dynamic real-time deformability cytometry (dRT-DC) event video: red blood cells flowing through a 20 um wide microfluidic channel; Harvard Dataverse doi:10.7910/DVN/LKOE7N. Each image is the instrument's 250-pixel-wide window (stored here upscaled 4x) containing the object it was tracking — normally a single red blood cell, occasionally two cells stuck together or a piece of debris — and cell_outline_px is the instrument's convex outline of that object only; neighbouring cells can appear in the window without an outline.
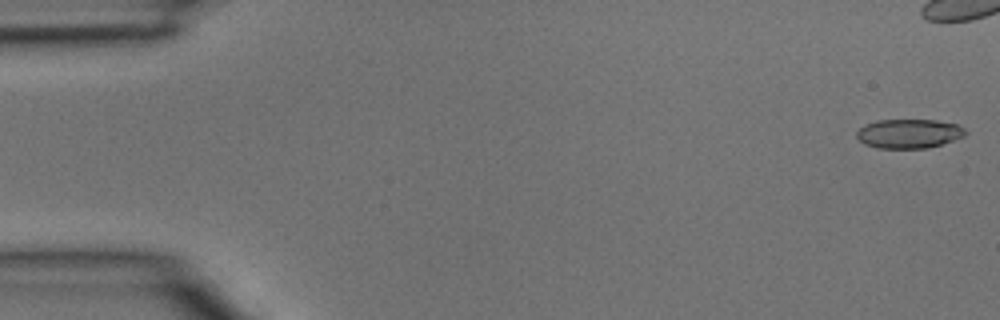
{"species": "common noctule bat (a hibernating species)", "species_latin": "Nyctalus noctula", "temperature_condition": "room temperature", "stored_images_in_passage": 5, "camera_frame_rate_fps": 3000, "um_per_image_px": 0.085, "animal": {"sex": "male", "body_mass_g": 15.6}, "frame": {"image": 1, "passage_image": 1, "time_ms": 0.0, "image_size_px": [1000, 320], "cell_outline_px": [[968, 132], [964, 136], [928, 148], [880, 148], [864, 144], [856, 136], [856, 132], [860, 128], [876, 120], [936, 120], [956, 124], [964, 128]], "centroid_in_image_um": [77.26, 11.35], "position_along_channel_um": 7.7, "area_um2": 18.32}}
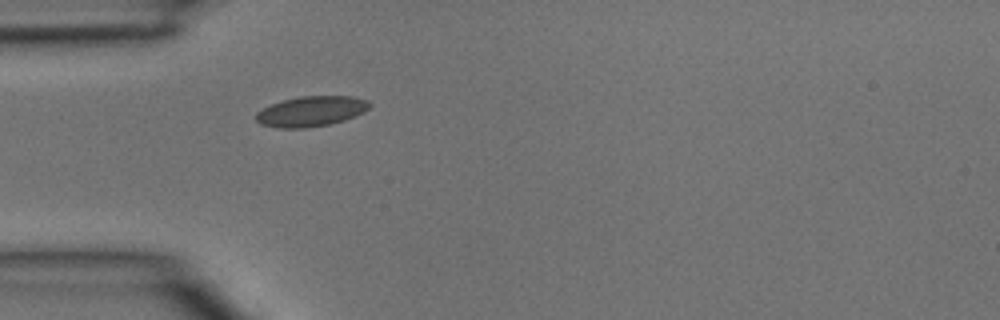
{"frame": {"image": 2, "passage_image": 5, "time_ms": 1.333, "image_size_px": [1000, 320], "cell_outline_px": [[372, 104], [364, 112], [344, 120], [328, 124], [304, 128], [280, 128], [260, 124], [256, 120], [256, 112], [272, 104], [284, 100], [300, 96], [352, 96], [368, 100]], "centroid_in_image_um": [26.46, 9.46], "position_along_channel_um": 58.5, "area_um2": 19.88}}